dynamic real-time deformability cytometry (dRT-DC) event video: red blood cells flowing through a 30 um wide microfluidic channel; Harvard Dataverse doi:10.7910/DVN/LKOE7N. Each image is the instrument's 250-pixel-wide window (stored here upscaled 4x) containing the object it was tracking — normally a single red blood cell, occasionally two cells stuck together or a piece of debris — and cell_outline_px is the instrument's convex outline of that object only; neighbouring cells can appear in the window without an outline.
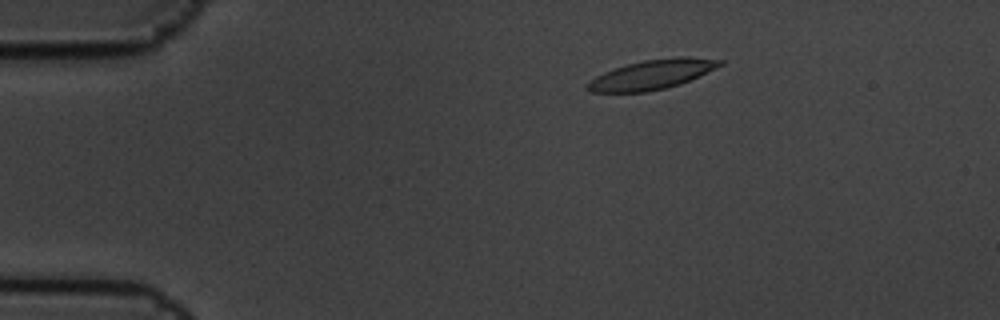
{"species": "common noctule bat (a hibernating species)", "species_latin": "Nyctalus noctula", "temperature_condition": "cold", "stored_images_in_passage": 5, "camera_frame_rate_fps": 3000, "um_per_image_px": 0.085, "animal": {"sex": "male", "body_mass_g": 19.5, "forearm_length_mm": 54.6}, "frame": {"image": 1, "passage_image": 3, "time_ms": 0.667, "image_size_px": [1000, 320], "cell_outline_px": [[724, 64], [716, 68], [680, 84], [664, 88], [644, 92], [592, 92], [584, 88], [584, 84], [588, 80], [604, 72], [628, 64], [644, 60], [680, 56], [688, 56], [724, 60]], "centroid_in_image_um": [55.4, 6.33], "position_along_channel_um": 29.6, "area_um2": 22.77}}